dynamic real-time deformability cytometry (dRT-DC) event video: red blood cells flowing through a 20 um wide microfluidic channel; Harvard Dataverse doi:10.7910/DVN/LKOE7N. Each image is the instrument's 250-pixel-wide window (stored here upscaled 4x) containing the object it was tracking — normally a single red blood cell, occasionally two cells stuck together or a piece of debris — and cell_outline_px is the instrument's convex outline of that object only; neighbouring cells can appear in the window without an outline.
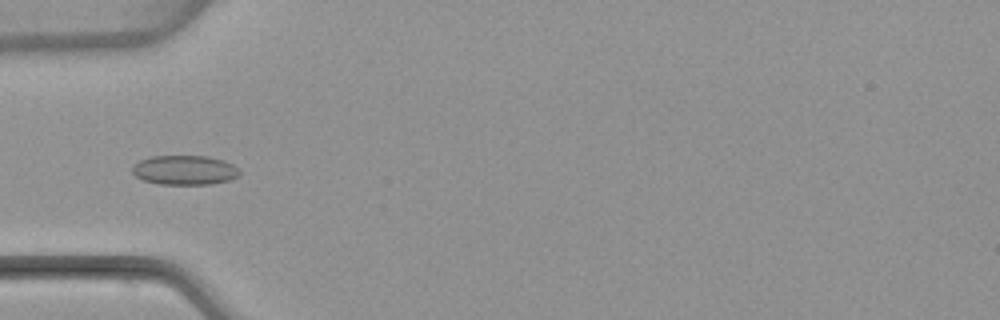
{"species": "common noctule bat (a hibernating species)", "species_latin": "Nyctalus noctula", "temperature_condition": "warm", "stored_images_in_passage": 5, "camera_frame_rate_fps": 3000, "um_per_image_px": 0.085, "animal": {"sex": "female", "body_mass_g": 22.7, "forearm_length_mm": 54.2}, "frame": {"image": 1, "passage_image": 5, "time_ms": 4.667, "image_size_px": [1000, 320], "cell_outline_px": [[240, 176], [228, 180], [212, 184], [160, 184], [144, 180], [136, 176], [132, 172], [132, 164], [148, 156], [208, 156], [224, 160], [232, 164], [240, 172]], "centroid_in_image_um": [15.68, 14.45], "position_along_channel_um": 69.3, "area_um2": 18.5}}